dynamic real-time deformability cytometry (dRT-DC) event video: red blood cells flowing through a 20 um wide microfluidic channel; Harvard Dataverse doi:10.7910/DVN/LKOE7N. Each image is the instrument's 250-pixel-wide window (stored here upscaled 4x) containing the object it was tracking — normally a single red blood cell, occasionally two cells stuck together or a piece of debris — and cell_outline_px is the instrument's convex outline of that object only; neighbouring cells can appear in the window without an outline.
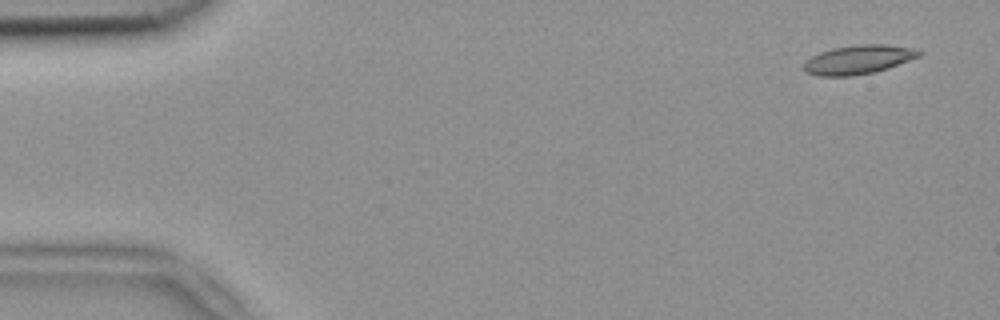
{"species": "common noctule bat (a hibernating species)", "species_latin": "Nyctalus noctula", "temperature_condition": "room temperature", "stored_images_in_passage": 8, "camera_frame_rate_fps": 3000, "um_per_image_px": 0.085, "animal": {"sex": "female", "body_mass_g": 18.4}, "frame": {"image": 1, "passage_image": 1, "time_ms": 0.0, "image_size_px": [1000, 320], "cell_outline_px": [[924, 52], [920, 56], [888, 68], [876, 72], [852, 76], [816, 76], [804, 72], [804, 64], [812, 56], [820, 52], [832, 48], [860, 44], [884, 44], [912, 48]], "centroid_in_image_um": [72.96, 5.07], "position_along_channel_um": 12.0, "area_um2": 19.48}}
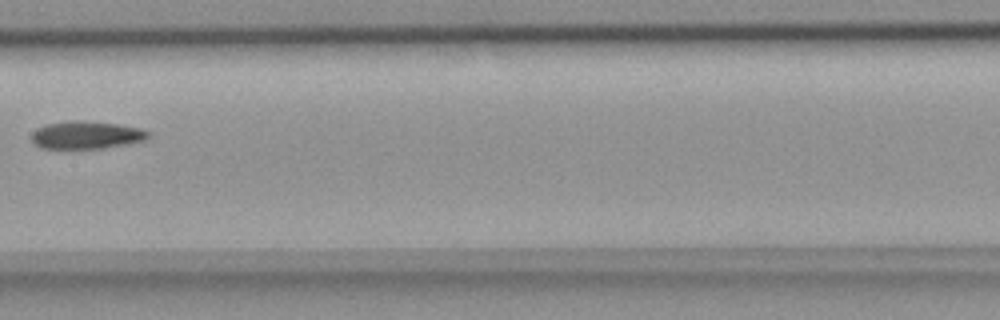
{"frame": {"image": 2, "passage_image": 7, "time_ms": 2.0, "image_size_px": [1000, 320], "cell_outline_px": [[152, 136], [144, 140], [128, 144], [104, 148], [40, 148], [32, 144], [32, 132], [36, 128], [44, 124], [68, 120], [84, 120], [120, 124], [140, 128], [152, 132]], "centroid_in_image_um": [7.35, 11.46], "position_along_channel_um": 200.1, "area_um2": 19.31}}
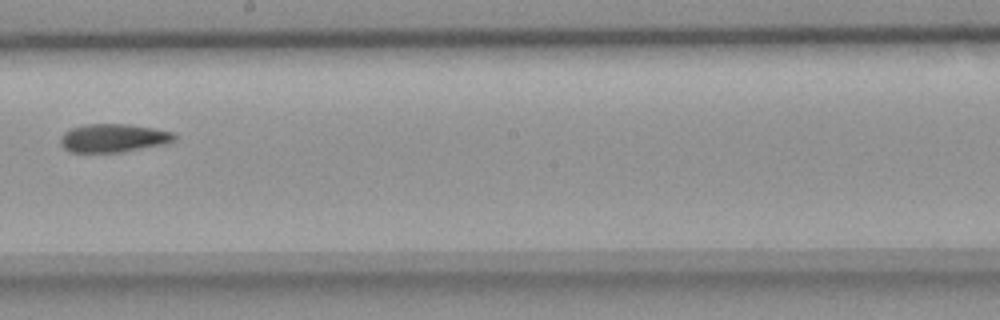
{"frame": {"image": 3, "passage_image": 8, "time_ms": 2.333, "image_size_px": [1000, 320], "cell_outline_px": [[176, 140], [164, 144], [124, 152], [72, 152], [64, 148], [60, 144], [60, 136], [64, 132], [72, 128], [84, 124], [128, 124], [152, 128], [172, 132], [176, 136]], "centroid_in_image_um": [9.62, 11.73], "position_along_channel_um": 238.6, "area_um2": 18.84}}